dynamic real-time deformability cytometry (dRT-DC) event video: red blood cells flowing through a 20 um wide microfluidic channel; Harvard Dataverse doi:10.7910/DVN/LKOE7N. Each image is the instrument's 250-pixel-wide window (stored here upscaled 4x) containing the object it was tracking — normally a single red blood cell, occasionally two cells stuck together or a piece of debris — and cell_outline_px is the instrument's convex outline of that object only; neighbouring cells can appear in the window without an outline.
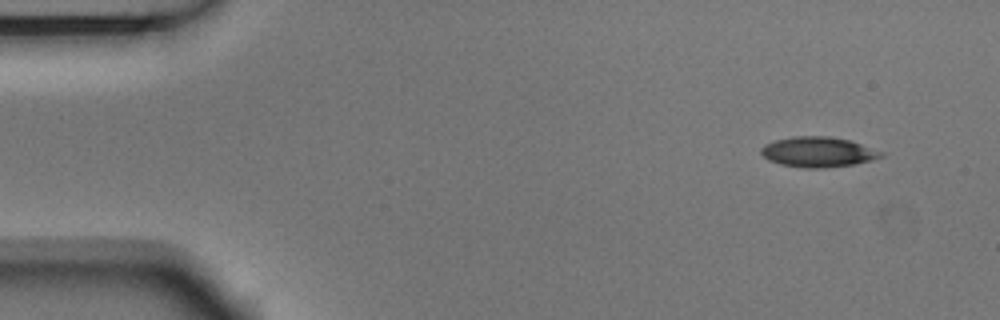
{"species": "Egyptian fruit bat (a non-hibernating species)", "species_latin": "Rousettus aegyptiacus", "temperature_condition": "room temperature", "stored_images_in_passage": 4, "camera_frame_rate_fps": 3000, "um_per_image_px": 0.085, "animal": {"sex": "male"}, "frame": {"image": 1, "passage_image": 1, "time_ms": 0.0, "image_size_px": [1000, 320], "cell_outline_px": [[884, 156], [872, 160], [852, 164], [820, 168], [804, 168], [780, 164], [768, 160], [760, 152], [760, 148], [764, 144], [776, 140], [792, 136], [828, 136], [852, 140], [884, 152]], "centroid_in_image_um": [69.54, 12.91], "position_along_channel_um": 15.5, "area_um2": 21.21}}
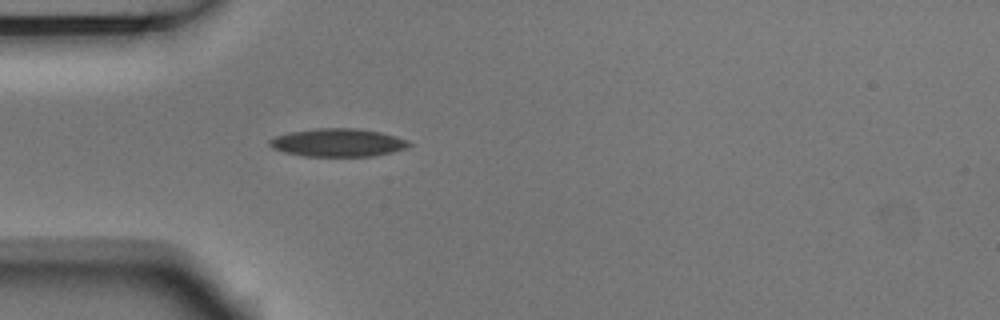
{"frame": {"image": 2, "passage_image": 4, "time_ms": 1.0, "image_size_px": [1000, 320], "cell_outline_px": [[412, 144], [408, 148], [392, 152], [372, 156], [304, 156], [284, 152], [272, 148], [268, 144], [268, 140], [276, 136], [288, 132], [316, 128], [356, 128], [380, 132], [396, 136], [408, 140]], "centroid_in_image_um": [28.72, 12.12], "position_along_channel_um": 56.3, "area_um2": 22.95}}